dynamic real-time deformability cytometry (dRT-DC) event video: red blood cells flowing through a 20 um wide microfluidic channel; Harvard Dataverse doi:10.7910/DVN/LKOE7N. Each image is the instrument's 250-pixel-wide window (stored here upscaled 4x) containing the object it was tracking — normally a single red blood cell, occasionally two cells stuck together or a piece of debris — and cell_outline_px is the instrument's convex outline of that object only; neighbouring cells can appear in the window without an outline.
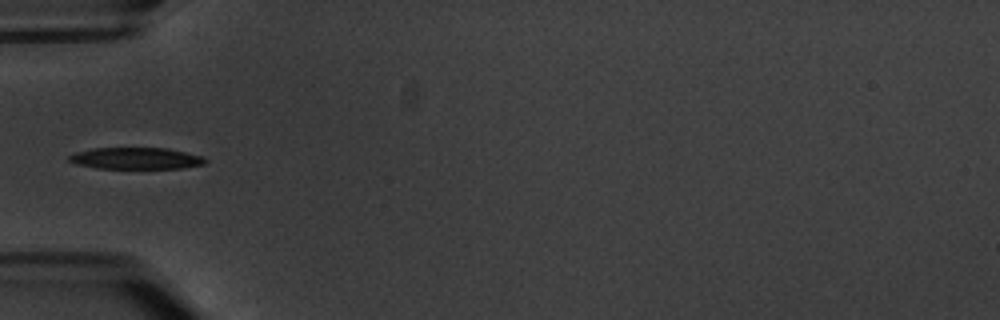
{"species": "common noctule bat (a hibernating species)", "species_latin": "Nyctalus noctula", "temperature_condition": "warm", "stored_images_in_passage": 10, "camera_frame_rate_fps": 3000, "um_per_image_px": 0.085, "animal": {"sex": "male", "body_mass_g": 20.1, "forearm_length_mm": 53.5}, "frame": {"image": 1, "passage_image": 4, "time_ms": 3.333, "image_size_px": [1000, 320], "cell_outline_px": [[208, 160], [204, 164], [184, 168], [96, 168], [76, 164], [68, 160], [68, 156], [76, 152], [92, 148], [164, 148], [184, 152], [200, 156]], "centroid_in_image_um": [11.52, 13.46], "position_along_channel_um": 73.5, "area_um2": 16.99}}
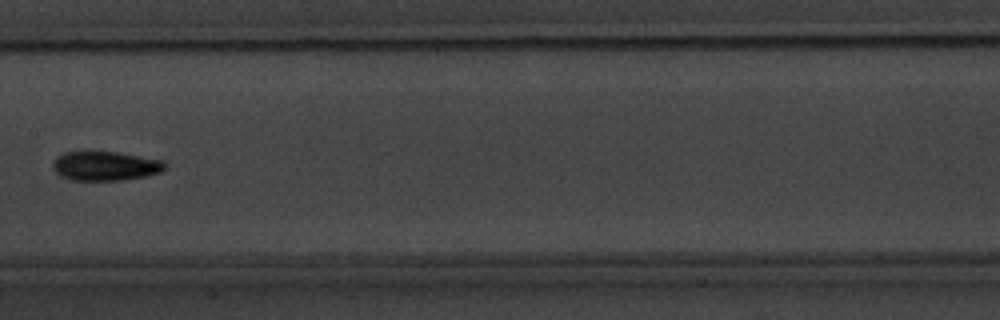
{"frame": {"image": 2, "passage_image": 7, "time_ms": 7.0, "image_size_px": [1000, 320], "cell_outline_px": [[168, 164], [160, 172], [148, 176], [120, 180], [72, 180], [60, 176], [52, 168], [52, 160], [56, 156], [64, 152], [116, 152], [164, 160]], "centroid_in_image_um": [8.94, 14.1], "position_along_channel_um": 198.5, "area_um2": 19.25}}
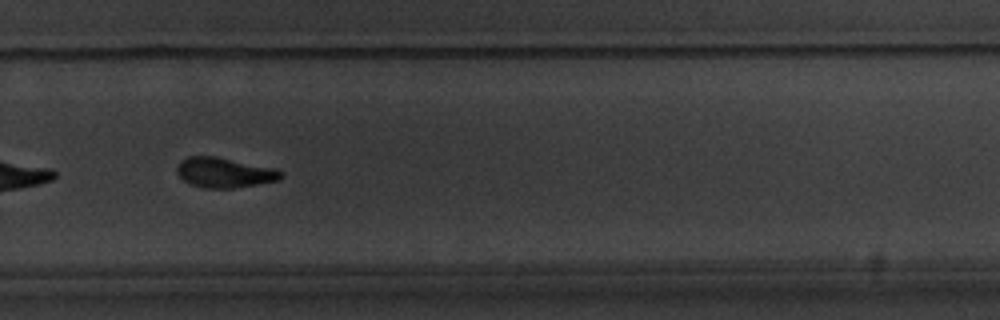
{"frame": {"image": 3, "passage_image": 10, "time_ms": 10.333, "image_size_px": [1000, 320], "cell_outline_px": [[284, 176], [280, 180], [232, 188], [204, 188], [192, 184], [184, 180], [176, 172], [176, 168], [188, 156], [216, 156], [276, 168], [284, 172]], "centroid_in_image_um": [19.13, 14.66], "position_along_channel_um": 310.7, "area_um2": 18.15}}